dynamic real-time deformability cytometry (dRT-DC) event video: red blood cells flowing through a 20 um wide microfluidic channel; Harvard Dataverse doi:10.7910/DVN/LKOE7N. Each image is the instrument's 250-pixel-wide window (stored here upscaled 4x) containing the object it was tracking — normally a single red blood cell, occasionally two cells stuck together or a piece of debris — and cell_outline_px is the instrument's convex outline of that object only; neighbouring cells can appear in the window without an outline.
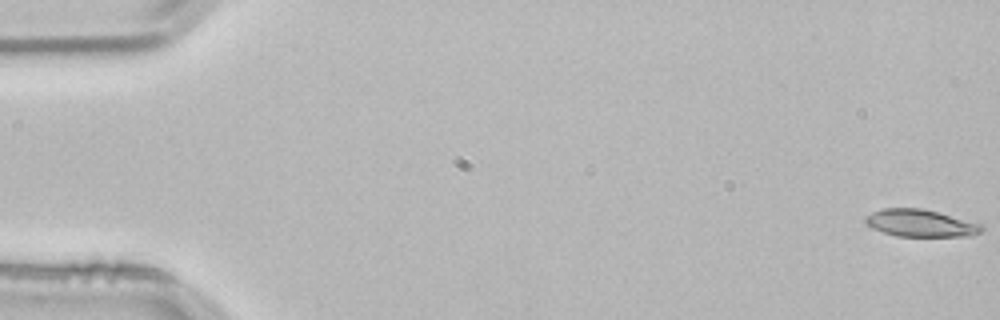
{"species": "common noctule bat (a hibernating species)", "species_latin": "Nyctalus noctula", "temperature_condition": "room temperature", "stored_images_in_passage": 51, "camera_frame_rate_fps": 3000, "um_per_image_px": 0.085, "animal": {"sex": "male", "body_mass_g": 21.5, "forearm_length_mm": 52.0}, "frame": {"image": 1, "passage_image": 1, "time_ms": 0.0, "image_size_px": [1000, 320], "cell_outline_px": [[984, 228], [980, 232], [972, 236], [896, 236], [872, 228], [864, 220], [864, 216], [872, 212], [884, 208], [920, 208], [984, 224]], "centroid_in_image_um": [78.25, 18.97], "position_along_channel_um": 6.7, "area_um2": 18.38}}
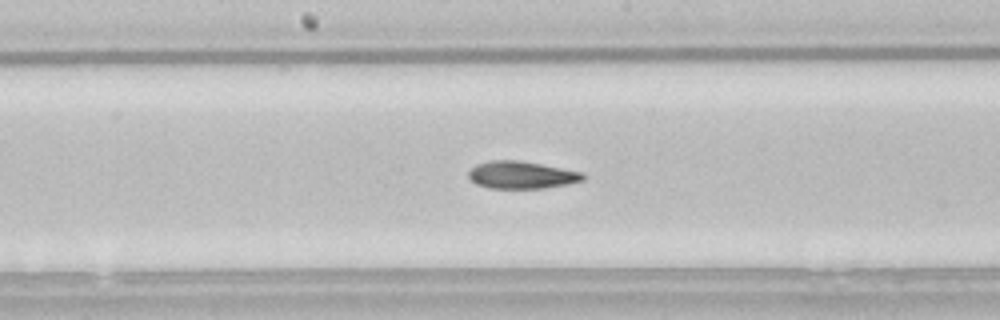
{"frame": {"image": 2, "passage_image": 28, "time_ms": 9.0, "image_size_px": [1000, 320], "cell_outline_px": [[584, 180], [568, 184], [544, 188], [488, 188], [476, 184], [468, 176], [468, 172], [476, 164], [492, 160], [516, 160], [540, 164], [584, 172]], "centroid_in_image_um": [44.33, 14.87], "position_along_channel_um": 203.9, "area_um2": 18.21}}
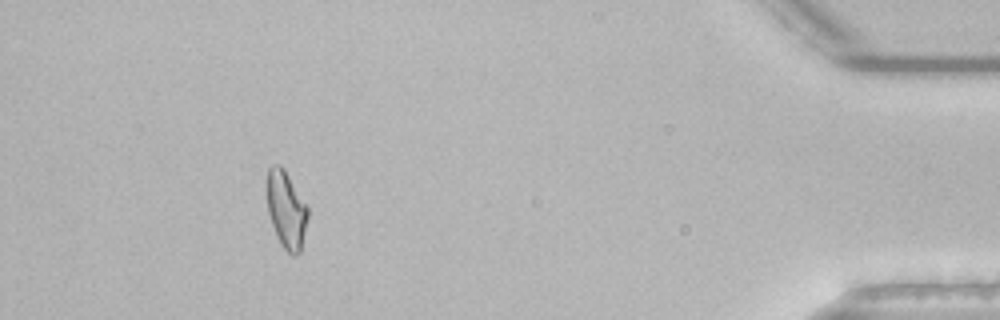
{"frame": {"image": 3, "passage_image": 49, "time_ms": 16.0, "image_size_px": [1000, 320], "cell_outline_px": [[308, 216], [300, 252], [296, 256], [292, 256], [280, 244], [276, 236], [268, 212], [268, 168], [272, 164], [280, 164], [284, 168], [308, 204]], "centroid_in_image_um": [24.36, 17.81], "position_along_channel_um": 410.8, "area_um2": 18.5}}